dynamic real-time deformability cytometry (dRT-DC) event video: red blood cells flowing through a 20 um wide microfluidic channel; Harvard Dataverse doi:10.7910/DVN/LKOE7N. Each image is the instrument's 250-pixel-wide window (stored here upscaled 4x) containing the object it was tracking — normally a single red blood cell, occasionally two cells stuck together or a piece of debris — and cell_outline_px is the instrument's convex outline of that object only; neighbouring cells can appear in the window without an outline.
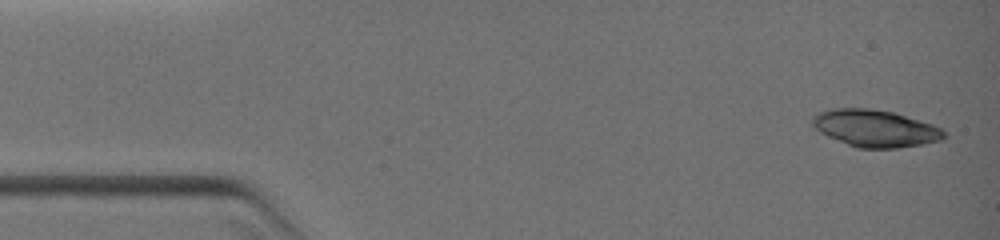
{"species": "common noctule bat (a hibernating species)", "species_latin": "Nyctalus noctula", "temperature_condition": "warm", "stored_images_in_passage": 15, "camera_frame_rate_fps": 3000, "um_per_image_px": 0.085, "animal": {"sex": "female", "body_mass_g": 19.0, "forearm_length_mm": 51.5}, "frame": {"image": 1, "passage_image": 1, "time_ms": 0.0, "image_size_px": [1000, 240], "cell_outline_px": [[948, 136], [940, 140], [920, 144], [896, 148], [856, 148], [828, 136], [820, 132], [812, 124], [812, 116], [816, 112], [832, 108], [868, 108], [892, 112], [932, 124], [940, 128]], "centroid_in_image_um": [74.35, 10.9], "position_along_channel_um": 10.6, "area_um2": 28.26}}
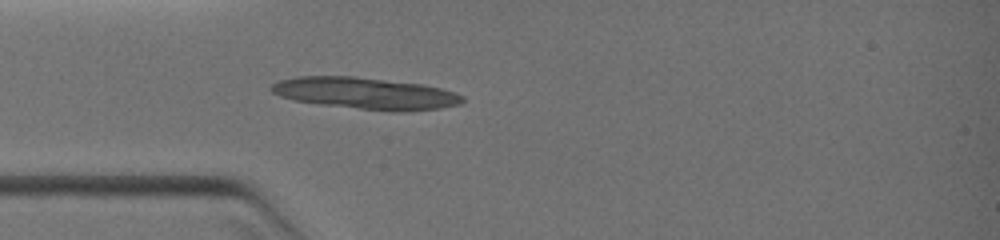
{"frame": {"image": 2, "passage_image": 7, "time_ms": 3.0, "image_size_px": [1000, 240], "cell_outline_px": [[464, 100], [460, 104], [440, 108], [396, 112], [392, 112], [320, 104], [296, 100], [280, 96], [272, 92], [268, 88], [272, 84], [280, 80], [300, 76], [356, 76], [420, 84], [440, 88], [464, 96]], "centroid_in_image_um": [31.05, 7.93], "position_along_channel_um": 53.9, "area_um2": 35.08}}